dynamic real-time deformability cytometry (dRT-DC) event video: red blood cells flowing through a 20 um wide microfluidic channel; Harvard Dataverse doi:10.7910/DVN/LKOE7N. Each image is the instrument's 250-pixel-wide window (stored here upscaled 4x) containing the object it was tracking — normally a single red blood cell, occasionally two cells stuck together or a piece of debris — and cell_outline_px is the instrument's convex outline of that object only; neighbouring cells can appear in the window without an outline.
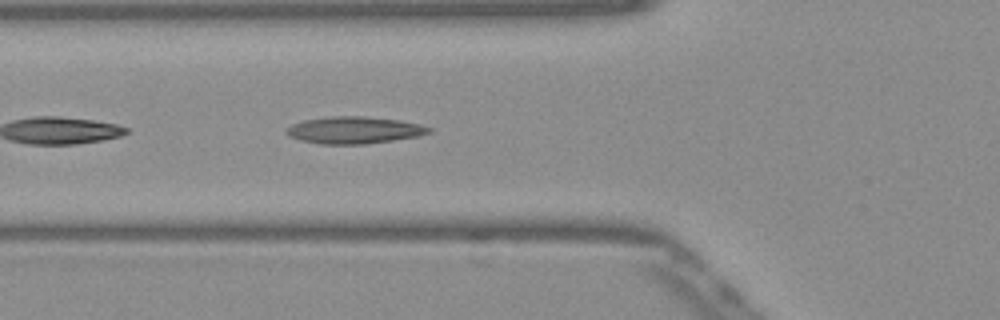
{"species": "Egyptian fruit bat (a non-hibernating species)", "species_latin": "Rousettus aegyptiacus", "temperature_condition": "warm", "stored_images_in_passage": 34, "camera_frame_rate_fps": 3000, "um_per_image_px": 0.085, "frame": {"image": 1, "passage_image": 4, "time_ms": 1.0, "image_size_px": [1000, 320], "cell_outline_px": [[432, 132], [416, 136], [392, 140], [364, 144], [320, 144], [300, 140], [288, 136], [284, 132], [292, 124], [304, 120], [332, 116], [360, 116], [400, 120], [420, 124], [432, 128]], "centroid_in_image_um": [30.09, 11.06], "position_along_channel_um": 95.7, "area_um2": 22.31}}
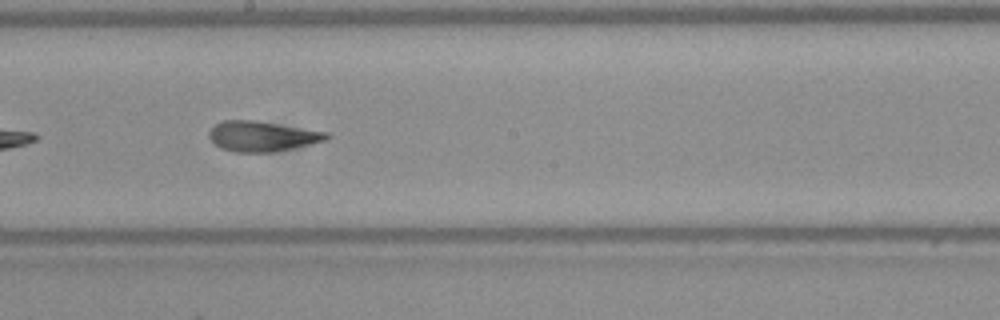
{"frame": {"image": 2, "passage_image": 14, "time_ms": 4.333, "image_size_px": [1000, 320], "cell_outline_px": [[332, 136], [324, 140], [308, 144], [272, 152], [236, 152], [220, 148], [208, 136], [208, 132], [216, 124], [224, 120], [256, 120], [328, 132]], "centroid_in_image_um": [22.26, 11.57], "position_along_channel_um": 225.9, "area_um2": 20.46}}
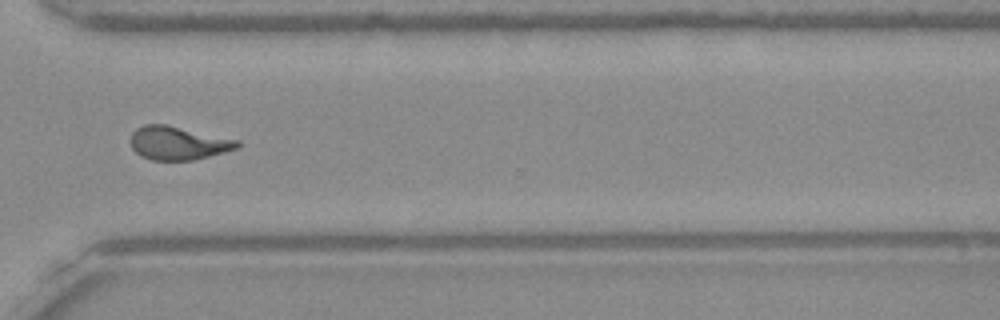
{"frame": {"image": 3, "passage_image": 24, "time_ms": 7.667, "image_size_px": [1000, 320], "cell_outline_px": [[240, 144], [236, 148], [224, 152], [192, 160], [152, 160], [140, 156], [132, 148], [132, 132], [136, 128], [144, 124], [164, 124], [240, 140]], "centroid_in_image_um": [15.13, 12.16], "position_along_channel_um": 355.5, "area_um2": 20.58}, "authors_computed_cell_mechanics": {"area_um2": 20.519, "velocity_mm_per_s": 3.8836, "shape_relaxation_time_tau1_ms": null, "shape_relaxation_time_tau2_ms": 1.7147, "deformation_change_tau1": null, "deformation_change_tau2": 0.0961}}